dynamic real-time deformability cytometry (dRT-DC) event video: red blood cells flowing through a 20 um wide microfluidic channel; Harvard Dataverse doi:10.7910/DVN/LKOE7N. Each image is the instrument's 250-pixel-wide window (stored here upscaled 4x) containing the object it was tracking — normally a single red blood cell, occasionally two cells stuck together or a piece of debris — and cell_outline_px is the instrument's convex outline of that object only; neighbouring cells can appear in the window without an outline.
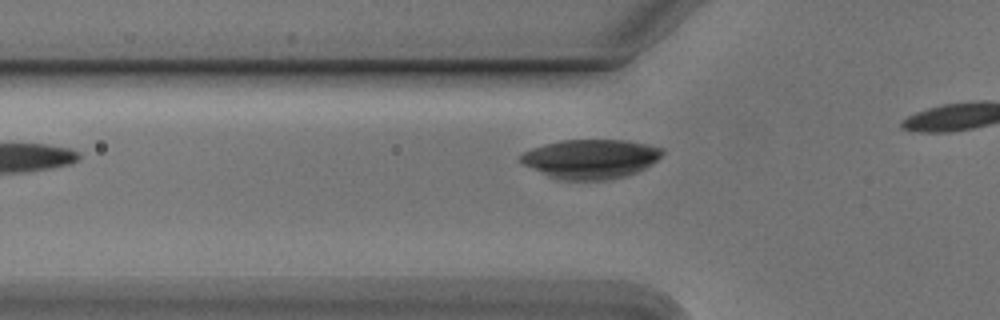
{"species": "Egyptian fruit bat (a non-hibernating species)", "species_latin": "Rousettus aegyptiacus", "temperature_condition": "cold", "stored_images_in_passage": 8, "camera_frame_rate_fps": 3000, "um_per_image_px": 0.085, "animal": {"sex": "male"}, "frame": {"image": 1, "passage_image": 2, "time_ms": 0.333, "image_size_px": [1000, 320], "cell_outline_px": [[664, 152], [652, 164], [636, 172], [612, 180], [560, 180], [548, 176], [524, 164], [520, 160], [520, 156], [524, 152], [532, 148], [544, 144], [560, 140], [628, 140], [664, 148]], "centroid_in_image_um": [50.22, 13.5], "position_along_channel_um": 75.6, "area_um2": 32.43}}
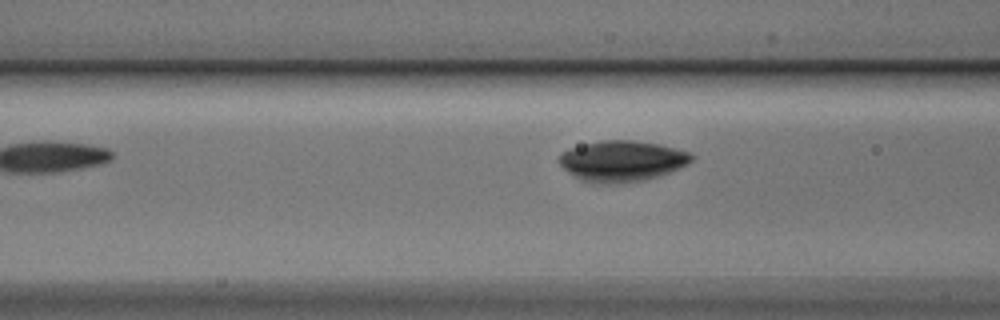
{"frame": {"image": 2, "passage_image": 5, "time_ms": 1.333, "image_size_px": [1000, 320], "cell_outline_px": [[696, 156], [688, 164], [672, 172], [660, 176], [644, 180], [616, 184], [596, 184], [580, 180], [564, 168], [556, 160], [568, 148], [600, 140], [632, 140], [660, 144], [692, 152]], "centroid_in_image_um": [52.91, 13.69], "position_along_channel_um": 113.7, "area_um2": 31.96}}